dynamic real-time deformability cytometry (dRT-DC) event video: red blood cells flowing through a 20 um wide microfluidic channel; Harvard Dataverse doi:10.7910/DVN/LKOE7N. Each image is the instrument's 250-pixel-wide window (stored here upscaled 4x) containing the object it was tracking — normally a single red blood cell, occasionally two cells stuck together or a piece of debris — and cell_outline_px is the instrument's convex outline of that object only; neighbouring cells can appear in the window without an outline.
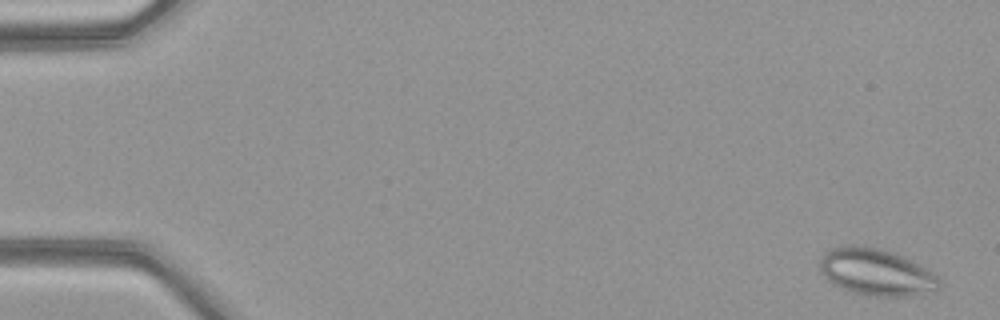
{"species": "common noctule bat (a hibernating species)", "species_latin": "Nyctalus noctula", "temperature_condition": "warm", "stored_images_in_passage": 51, "camera_frame_rate_fps": 3000, "um_per_image_px": 0.085, "animal": {"sex": "female", "body_mass_g": 21.9}, "frame": {"image": 1, "passage_image": 2, "time_ms": 0.333, "image_size_px": [1000, 320], "cell_outline_px": [[940, 288], [936, 292], [912, 296], [872, 296], [852, 292], [832, 284], [820, 272], [820, 260], [824, 252], [832, 248], [848, 244], [852, 244], [876, 248], [892, 252], [904, 256], [920, 264], [940, 276]], "centroid_in_image_um": [74.52, 23.14], "position_along_channel_um": 10.5, "area_um2": 33.12}}
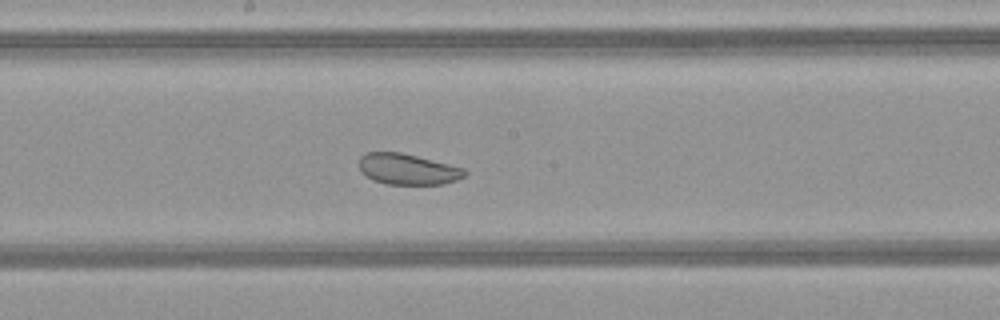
{"frame": {"image": 2, "passage_image": 28, "time_ms": 9.0, "image_size_px": [1000, 320], "cell_outline_px": [[468, 172], [464, 176], [456, 180], [444, 184], [384, 184], [372, 180], [360, 172], [360, 156], [368, 152], [400, 152], [464, 168]], "centroid_in_image_um": [34.63, 14.39], "position_along_channel_um": 213.6, "area_um2": 18.96}}
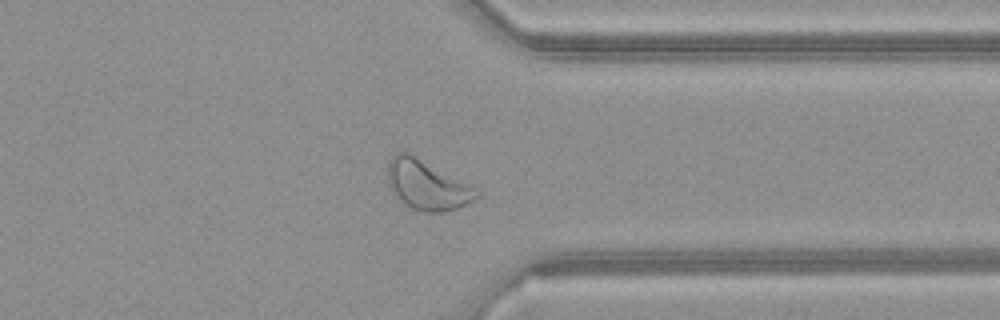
{"frame": {"image": 3, "passage_image": 40, "time_ms": 13.0, "image_size_px": [1000, 320], "cell_outline_px": [[480, 196], [456, 208], [444, 212], [428, 212], [412, 208], [388, 184], [388, 160], [396, 152], [408, 152], [480, 192]], "centroid_in_image_um": [36.27, 15.71], "position_along_channel_um": 375.1, "area_um2": 24.33}, "authors_computed_cell_mechanics": {"area_um2": 29.0156, "velocity_mm_per_s": 4.101, "shape_relaxation_time_tau1_ms": null, "shape_relaxation_time_tau2_ms": 3.9957, "deformation_change_tau1": null, "deformation_change_tau2": 0.1034}}